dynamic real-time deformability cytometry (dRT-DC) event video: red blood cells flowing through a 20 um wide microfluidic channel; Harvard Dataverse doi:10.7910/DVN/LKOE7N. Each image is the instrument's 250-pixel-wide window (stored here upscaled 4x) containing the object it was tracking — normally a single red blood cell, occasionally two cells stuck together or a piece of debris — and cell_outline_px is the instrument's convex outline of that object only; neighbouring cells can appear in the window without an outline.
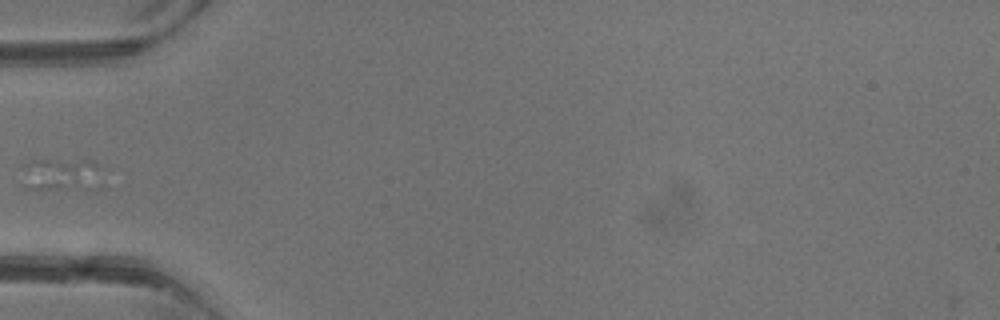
{"species": "common noctule bat (a hibernating species)", "species_latin": "Nyctalus noctula", "temperature_condition": "warm", "stored_images_in_passage": 1, "camera_frame_rate_fps": 3000, "um_per_image_px": 0.085, "animal": {"sex": "male", "body_mass_g": 13.3}, "frame": {"image": 1, "passage_image": 1, "time_ms": 0.0, "image_size_px": [1000, 320], "cell_outline_px": [[100, 168], [76, 184], [48, 188], [24, 188], [24, 164], [28, 160], [92, 160], [100, 164]], "centroid_in_image_um": [4.85, 14.67], "position_along_channel_um": 80.2, "area_um2": 12.72}}